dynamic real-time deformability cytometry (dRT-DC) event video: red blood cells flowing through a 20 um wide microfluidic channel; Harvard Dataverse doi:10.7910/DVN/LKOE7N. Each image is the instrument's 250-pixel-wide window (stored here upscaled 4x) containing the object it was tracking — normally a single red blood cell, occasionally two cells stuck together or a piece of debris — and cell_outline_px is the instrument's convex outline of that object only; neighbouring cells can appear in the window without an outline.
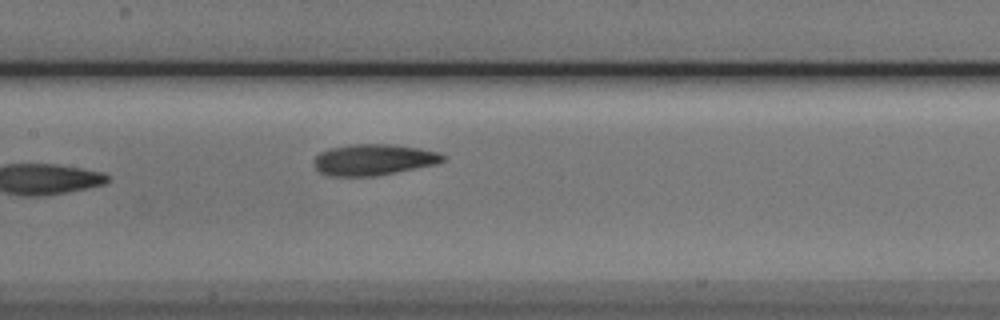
{"species": "Egyptian fruit bat (a non-hibernating species)", "species_latin": "Rousettus aegyptiacus", "temperature_condition": "cold", "stored_images_in_passage": 8, "camera_frame_rate_fps": 3000, "um_per_image_px": 0.085, "animal": {"sex": "male"}, "frame": {"image": 1, "passage_image": 8, "time_ms": 9.333, "image_size_px": [1000, 320], "cell_outline_px": [[444, 160], [436, 164], [376, 176], [328, 176], [320, 172], [312, 164], [312, 160], [320, 152], [328, 148], [348, 144], [392, 144], [420, 148], [436, 152], [444, 156]], "centroid_in_image_um": [31.68, 13.57], "position_along_channel_um": 175.7, "area_um2": 23.52}}